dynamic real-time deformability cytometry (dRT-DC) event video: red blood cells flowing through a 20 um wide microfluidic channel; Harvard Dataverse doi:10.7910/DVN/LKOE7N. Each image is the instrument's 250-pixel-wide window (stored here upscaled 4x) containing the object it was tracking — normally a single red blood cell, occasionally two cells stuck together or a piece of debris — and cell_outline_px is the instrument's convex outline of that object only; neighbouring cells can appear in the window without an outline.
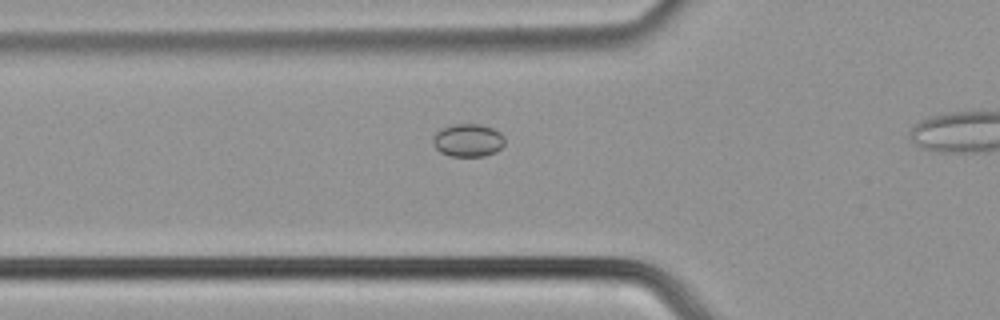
{"species": "common noctule bat (a hibernating species)", "species_latin": "Nyctalus noctula", "temperature_condition": "cold", "stored_images_in_passage": 34, "camera_frame_rate_fps": 3000, "um_per_image_px": 0.085, "animal": {"sex": "male", "body_mass_g": 21.5, "forearm_length_mm": 52.0}, "frame": {"image": 1, "passage_image": 11, "time_ms": 3.333, "image_size_px": [1000, 320], "cell_outline_px": [[504, 144], [496, 152], [484, 156], [452, 156], [440, 152], [432, 144], [432, 136], [440, 128], [452, 124], [480, 124], [492, 128], [500, 132], [504, 136]], "centroid_in_image_um": [39.76, 11.91], "position_along_channel_um": 86.0, "area_um2": 13.93}}
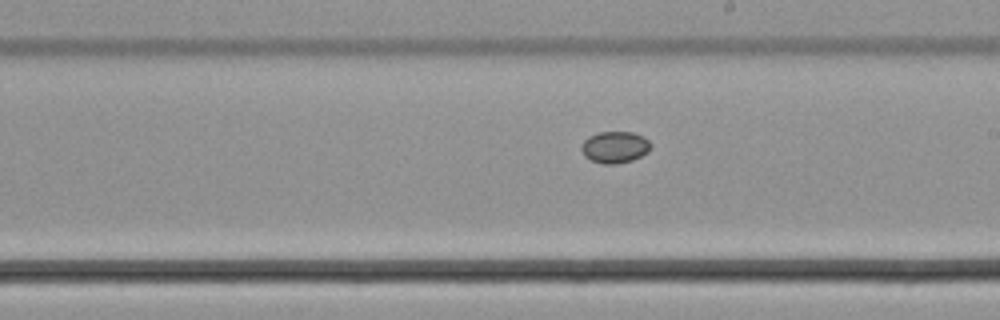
{"frame": {"image": 2, "passage_image": 22, "time_ms": 7.0, "image_size_px": [1000, 320], "cell_outline_px": [[652, 148], [648, 152], [632, 160], [616, 164], [604, 164], [592, 160], [584, 156], [580, 148], [584, 140], [588, 136], [600, 132], [632, 132], [644, 136], [652, 144]], "centroid_in_image_um": [52.28, 12.5], "position_along_channel_um": 236.7, "area_um2": 12.89}}
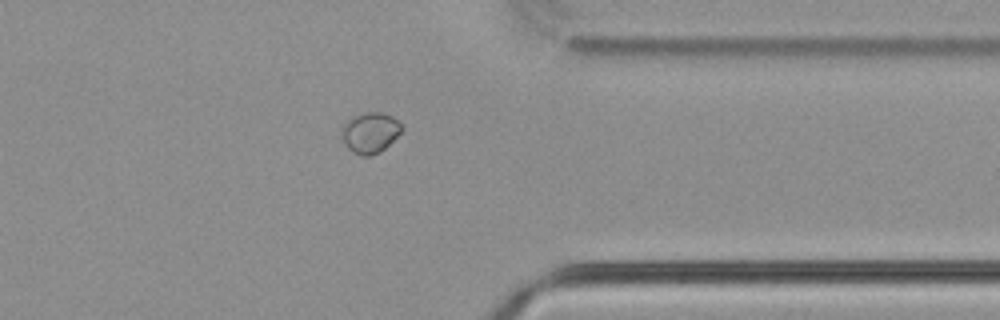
{"frame": {"image": 3, "passage_image": 33, "time_ms": 10.667, "image_size_px": [1000, 320], "cell_outline_px": [[404, 128], [380, 152], [368, 156], [360, 156], [352, 152], [344, 144], [340, 132], [340, 128], [344, 120], [352, 116], [364, 112], [380, 112], [392, 116]], "centroid_in_image_um": [31.38, 11.26], "position_along_channel_um": 380.0, "area_um2": 14.39}}